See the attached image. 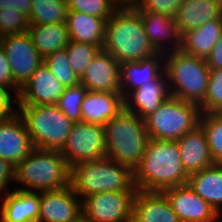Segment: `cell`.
I'll return each instance as SVG.
<instances>
[{
    "label": "cell",
    "mask_w": 222,
    "mask_h": 222,
    "mask_svg": "<svg viewBox=\"0 0 222 222\" xmlns=\"http://www.w3.org/2000/svg\"><path fill=\"white\" fill-rule=\"evenodd\" d=\"M103 50L120 64L147 59L157 54L144 31L135 8H118L106 21Z\"/></svg>",
    "instance_id": "7a4b0ae2"
},
{
    "label": "cell",
    "mask_w": 222,
    "mask_h": 222,
    "mask_svg": "<svg viewBox=\"0 0 222 222\" xmlns=\"http://www.w3.org/2000/svg\"><path fill=\"white\" fill-rule=\"evenodd\" d=\"M171 96L165 72L150 83L130 92L124 98V109L135 113L142 120L154 113ZM129 97V98H128Z\"/></svg>",
    "instance_id": "ac0fdd59"
},
{
    "label": "cell",
    "mask_w": 222,
    "mask_h": 222,
    "mask_svg": "<svg viewBox=\"0 0 222 222\" xmlns=\"http://www.w3.org/2000/svg\"><path fill=\"white\" fill-rule=\"evenodd\" d=\"M0 85L9 88H13L14 91V80L11 73V66L7 60L6 52L0 45Z\"/></svg>",
    "instance_id": "74e56055"
},
{
    "label": "cell",
    "mask_w": 222,
    "mask_h": 222,
    "mask_svg": "<svg viewBox=\"0 0 222 222\" xmlns=\"http://www.w3.org/2000/svg\"><path fill=\"white\" fill-rule=\"evenodd\" d=\"M43 62L53 76L64 86L71 87L80 84V78L73 71L65 49L58 50L43 59Z\"/></svg>",
    "instance_id": "4dcf8cb0"
},
{
    "label": "cell",
    "mask_w": 222,
    "mask_h": 222,
    "mask_svg": "<svg viewBox=\"0 0 222 222\" xmlns=\"http://www.w3.org/2000/svg\"><path fill=\"white\" fill-rule=\"evenodd\" d=\"M78 222H88L84 218H81Z\"/></svg>",
    "instance_id": "ee69618b"
},
{
    "label": "cell",
    "mask_w": 222,
    "mask_h": 222,
    "mask_svg": "<svg viewBox=\"0 0 222 222\" xmlns=\"http://www.w3.org/2000/svg\"><path fill=\"white\" fill-rule=\"evenodd\" d=\"M27 32L43 59L65 49L70 42L66 23L29 24Z\"/></svg>",
    "instance_id": "4316f807"
},
{
    "label": "cell",
    "mask_w": 222,
    "mask_h": 222,
    "mask_svg": "<svg viewBox=\"0 0 222 222\" xmlns=\"http://www.w3.org/2000/svg\"><path fill=\"white\" fill-rule=\"evenodd\" d=\"M202 126L214 164L222 165V116L219 113H201Z\"/></svg>",
    "instance_id": "f546056e"
},
{
    "label": "cell",
    "mask_w": 222,
    "mask_h": 222,
    "mask_svg": "<svg viewBox=\"0 0 222 222\" xmlns=\"http://www.w3.org/2000/svg\"><path fill=\"white\" fill-rule=\"evenodd\" d=\"M184 170L188 175L214 165L206 134L199 124L176 140Z\"/></svg>",
    "instance_id": "d6986e66"
},
{
    "label": "cell",
    "mask_w": 222,
    "mask_h": 222,
    "mask_svg": "<svg viewBox=\"0 0 222 222\" xmlns=\"http://www.w3.org/2000/svg\"><path fill=\"white\" fill-rule=\"evenodd\" d=\"M33 149L30 134L18 112L0 118V158L16 167Z\"/></svg>",
    "instance_id": "4fadbf2b"
},
{
    "label": "cell",
    "mask_w": 222,
    "mask_h": 222,
    "mask_svg": "<svg viewBox=\"0 0 222 222\" xmlns=\"http://www.w3.org/2000/svg\"><path fill=\"white\" fill-rule=\"evenodd\" d=\"M176 140L150 139L139 165L133 171L137 190L163 192L188 184Z\"/></svg>",
    "instance_id": "6da1fadb"
},
{
    "label": "cell",
    "mask_w": 222,
    "mask_h": 222,
    "mask_svg": "<svg viewBox=\"0 0 222 222\" xmlns=\"http://www.w3.org/2000/svg\"><path fill=\"white\" fill-rule=\"evenodd\" d=\"M61 154L70 168L77 163L106 157L104 126L82 121L74 123Z\"/></svg>",
    "instance_id": "9c48e42d"
},
{
    "label": "cell",
    "mask_w": 222,
    "mask_h": 222,
    "mask_svg": "<svg viewBox=\"0 0 222 222\" xmlns=\"http://www.w3.org/2000/svg\"><path fill=\"white\" fill-rule=\"evenodd\" d=\"M119 75L120 63L101 49L80 78V84L91 91L121 94Z\"/></svg>",
    "instance_id": "2e32d148"
},
{
    "label": "cell",
    "mask_w": 222,
    "mask_h": 222,
    "mask_svg": "<svg viewBox=\"0 0 222 222\" xmlns=\"http://www.w3.org/2000/svg\"><path fill=\"white\" fill-rule=\"evenodd\" d=\"M137 11L141 16L144 31L148 37L150 45L156 53L165 54L166 50H168L169 53L181 49L182 35L176 25L175 18L147 10ZM167 43L173 46L166 45Z\"/></svg>",
    "instance_id": "9a60e30c"
},
{
    "label": "cell",
    "mask_w": 222,
    "mask_h": 222,
    "mask_svg": "<svg viewBox=\"0 0 222 222\" xmlns=\"http://www.w3.org/2000/svg\"><path fill=\"white\" fill-rule=\"evenodd\" d=\"M163 193L180 222H220L221 216L188 184L168 188Z\"/></svg>",
    "instance_id": "5bb4252c"
},
{
    "label": "cell",
    "mask_w": 222,
    "mask_h": 222,
    "mask_svg": "<svg viewBox=\"0 0 222 222\" xmlns=\"http://www.w3.org/2000/svg\"><path fill=\"white\" fill-rule=\"evenodd\" d=\"M14 181L29 187L24 191L58 190L70 185V167L61 151L34 148L15 167Z\"/></svg>",
    "instance_id": "8992f818"
},
{
    "label": "cell",
    "mask_w": 222,
    "mask_h": 222,
    "mask_svg": "<svg viewBox=\"0 0 222 222\" xmlns=\"http://www.w3.org/2000/svg\"><path fill=\"white\" fill-rule=\"evenodd\" d=\"M136 192L110 191L82 199V218L88 222H131Z\"/></svg>",
    "instance_id": "8fae6325"
},
{
    "label": "cell",
    "mask_w": 222,
    "mask_h": 222,
    "mask_svg": "<svg viewBox=\"0 0 222 222\" xmlns=\"http://www.w3.org/2000/svg\"><path fill=\"white\" fill-rule=\"evenodd\" d=\"M164 72L171 96L197 104L203 102L210 77L206 59L193 56L182 49L165 53Z\"/></svg>",
    "instance_id": "5b68a950"
},
{
    "label": "cell",
    "mask_w": 222,
    "mask_h": 222,
    "mask_svg": "<svg viewBox=\"0 0 222 222\" xmlns=\"http://www.w3.org/2000/svg\"><path fill=\"white\" fill-rule=\"evenodd\" d=\"M107 20L85 13L68 11L66 25L70 40L103 49Z\"/></svg>",
    "instance_id": "d4e9b609"
},
{
    "label": "cell",
    "mask_w": 222,
    "mask_h": 222,
    "mask_svg": "<svg viewBox=\"0 0 222 222\" xmlns=\"http://www.w3.org/2000/svg\"><path fill=\"white\" fill-rule=\"evenodd\" d=\"M65 50L73 71L81 78L101 48L88 43H79L70 40Z\"/></svg>",
    "instance_id": "1f68e13d"
},
{
    "label": "cell",
    "mask_w": 222,
    "mask_h": 222,
    "mask_svg": "<svg viewBox=\"0 0 222 222\" xmlns=\"http://www.w3.org/2000/svg\"><path fill=\"white\" fill-rule=\"evenodd\" d=\"M206 62L210 70L222 69V33Z\"/></svg>",
    "instance_id": "60d3db41"
},
{
    "label": "cell",
    "mask_w": 222,
    "mask_h": 222,
    "mask_svg": "<svg viewBox=\"0 0 222 222\" xmlns=\"http://www.w3.org/2000/svg\"><path fill=\"white\" fill-rule=\"evenodd\" d=\"M29 24L66 23L68 4L61 0H32Z\"/></svg>",
    "instance_id": "f1b7e54d"
},
{
    "label": "cell",
    "mask_w": 222,
    "mask_h": 222,
    "mask_svg": "<svg viewBox=\"0 0 222 222\" xmlns=\"http://www.w3.org/2000/svg\"><path fill=\"white\" fill-rule=\"evenodd\" d=\"M64 89L43 62L20 89L17 104L56 105Z\"/></svg>",
    "instance_id": "e0dca14e"
},
{
    "label": "cell",
    "mask_w": 222,
    "mask_h": 222,
    "mask_svg": "<svg viewBox=\"0 0 222 222\" xmlns=\"http://www.w3.org/2000/svg\"><path fill=\"white\" fill-rule=\"evenodd\" d=\"M188 185L222 216V165L214 164L189 175Z\"/></svg>",
    "instance_id": "484cf974"
},
{
    "label": "cell",
    "mask_w": 222,
    "mask_h": 222,
    "mask_svg": "<svg viewBox=\"0 0 222 222\" xmlns=\"http://www.w3.org/2000/svg\"><path fill=\"white\" fill-rule=\"evenodd\" d=\"M118 7L112 0H71L68 3V11L85 13L95 17L108 19Z\"/></svg>",
    "instance_id": "e575fe53"
},
{
    "label": "cell",
    "mask_w": 222,
    "mask_h": 222,
    "mask_svg": "<svg viewBox=\"0 0 222 222\" xmlns=\"http://www.w3.org/2000/svg\"><path fill=\"white\" fill-rule=\"evenodd\" d=\"M104 129L106 157L134 171L150 140L144 120L124 109L110 119Z\"/></svg>",
    "instance_id": "277c9868"
},
{
    "label": "cell",
    "mask_w": 222,
    "mask_h": 222,
    "mask_svg": "<svg viewBox=\"0 0 222 222\" xmlns=\"http://www.w3.org/2000/svg\"><path fill=\"white\" fill-rule=\"evenodd\" d=\"M87 91V88L82 84L65 87L56 104L66 117L74 123L82 121L81 104Z\"/></svg>",
    "instance_id": "d6a6232c"
},
{
    "label": "cell",
    "mask_w": 222,
    "mask_h": 222,
    "mask_svg": "<svg viewBox=\"0 0 222 222\" xmlns=\"http://www.w3.org/2000/svg\"><path fill=\"white\" fill-rule=\"evenodd\" d=\"M131 222H180L163 192L137 190Z\"/></svg>",
    "instance_id": "ffe728a7"
},
{
    "label": "cell",
    "mask_w": 222,
    "mask_h": 222,
    "mask_svg": "<svg viewBox=\"0 0 222 222\" xmlns=\"http://www.w3.org/2000/svg\"><path fill=\"white\" fill-rule=\"evenodd\" d=\"M15 167L5 159L0 158V196L6 194L9 182H14ZM4 192V193H3Z\"/></svg>",
    "instance_id": "ab89813d"
},
{
    "label": "cell",
    "mask_w": 222,
    "mask_h": 222,
    "mask_svg": "<svg viewBox=\"0 0 222 222\" xmlns=\"http://www.w3.org/2000/svg\"><path fill=\"white\" fill-rule=\"evenodd\" d=\"M0 197V222H38L40 195L34 191L14 189Z\"/></svg>",
    "instance_id": "603a6c76"
},
{
    "label": "cell",
    "mask_w": 222,
    "mask_h": 222,
    "mask_svg": "<svg viewBox=\"0 0 222 222\" xmlns=\"http://www.w3.org/2000/svg\"><path fill=\"white\" fill-rule=\"evenodd\" d=\"M199 107L201 113H219L222 109V69L210 70L206 96Z\"/></svg>",
    "instance_id": "836d02e7"
},
{
    "label": "cell",
    "mask_w": 222,
    "mask_h": 222,
    "mask_svg": "<svg viewBox=\"0 0 222 222\" xmlns=\"http://www.w3.org/2000/svg\"><path fill=\"white\" fill-rule=\"evenodd\" d=\"M222 33V19H213L182 36L181 49L193 56L206 59Z\"/></svg>",
    "instance_id": "83f0119b"
},
{
    "label": "cell",
    "mask_w": 222,
    "mask_h": 222,
    "mask_svg": "<svg viewBox=\"0 0 222 222\" xmlns=\"http://www.w3.org/2000/svg\"><path fill=\"white\" fill-rule=\"evenodd\" d=\"M122 110V94L88 90L81 104L82 122L104 126Z\"/></svg>",
    "instance_id": "7402d4cb"
},
{
    "label": "cell",
    "mask_w": 222,
    "mask_h": 222,
    "mask_svg": "<svg viewBox=\"0 0 222 222\" xmlns=\"http://www.w3.org/2000/svg\"><path fill=\"white\" fill-rule=\"evenodd\" d=\"M70 186L76 195L82 198L101 192L137 191L133 181V171L107 157L72 166Z\"/></svg>",
    "instance_id": "3957f363"
},
{
    "label": "cell",
    "mask_w": 222,
    "mask_h": 222,
    "mask_svg": "<svg viewBox=\"0 0 222 222\" xmlns=\"http://www.w3.org/2000/svg\"><path fill=\"white\" fill-rule=\"evenodd\" d=\"M163 58L164 54L157 53L147 59L120 64V89L123 98L142 85L157 79L164 71Z\"/></svg>",
    "instance_id": "44dd1931"
},
{
    "label": "cell",
    "mask_w": 222,
    "mask_h": 222,
    "mask_svg": "<svg viewBox=\"0 0 222 222\" xmlns=\"http://www.w3.org/2000/svg\"><path fill=\"white\" fill-rule=\"evenodd\" d=\"M61 1L68 4L71 0H61Z\"/></svg>",
    "instance_id": "f6af8a7d"
},
{
    "label": "cell",
    "mask_w": 222,
    "mask_h": 222,
    "mask_svg": "<svg viewBox=\"0 0 222 222\" xmlns=\"http://www.w3.org/2000/svg\"><path fill=\"white\" fill-rule=\"evenodd\" d=\"M38 222H78L82 218V198L70 185L58 190L42 191Z\"/></svg>",
    "instance_id": "7c38bea8"
},
{
    "label": "cell",
    "mask_w": 222,
    "mask_h": 222,
    "mask_svg": "<svg viewBox=\"0 0 222 222\" xmlns=\"http://www.w3.org/2000/svg\"><path fill=\"white\" fill-rule=\"evenodd\" d=\"M17 105L34 148L61 151L74 122L57 105Z\"/></svg>",
    "instance_id": "52a82bcc"
},
{
    "label": "cell",
    "mask_w": 222,
    "mask_h": 222,
    "mask_svg": "<svg viewBox=\"0 0 222 222\" xmlns=\"http://www.w3.org/2000/svg\"><path fill=\"white\" fill-rule=\"evenodd\" d=\"M183 0H140L136 10H147L175 18Z\"/></svg>",
    "instance_id": "8d00e7d4"
},
{
    "label": "cell",
    "mask_w": 222,
    "mask_h": 222,
    "mask_svg": "<svg viewBox=\"0 0 222 222\" xmlns=\"http://www.w3.org/2000/svg\"><path fill=\"white\" fill-rule=\"evenodd\" d=\"M9 88L1 86L0 85V118L7 116V115H11L16 113L18 110L14 108L13 105V101L14 104H17V97H15V100L10 96L11 94L9 93L10 90H8Z\"/></svg>",
    "instance_id": "f35d334b"
},
{
    "label": "cell",
    "mask_w": 222,
    "mask_h": 222,
    "mask_svg": "<svg viewBox=\"0 0 222 222\" xmlns=\"http://www.w3.org/2000/svg\"><path fill=\"white\" fill-rule=\"evenodd\" d=\"M0 45L6 52L14 80V97L29 81L35 70L43 63V58L33 45L28 32L0 38Z\"/></svg>",
    "instance_id": "30bf717a"
},
{
    "label": "cell",
    "mask_w": 222,
    "mask_h": 222,
    "mask_svg": "<svg viewBox=\"0 0 222 222\" xmlns=\"http://www.w3.org/2000/svg\"><path fill=\"white\" fill-rule=\"evenodd\" d=\"M213 19H222V0H183L175 16L182 36Z\"/></svg>",
    "instance_id": "cb8c5ba5"
},
{
    "label": "cell",
    "mask_w": 222,
    "mask_h": 222,
    "mask_svg": "<svg viewBox=\"0 0 222 222\" xmlns=\"http://www.w3.org/2000/svg\"><path fill=\"white\" fill-rule=\"evenodd\" d=\"M200 116L197 104L170 96L144 123L150 139L177 140L199 125Z\"/></svg>",
    "instance_id": "ba28073f"
},
{
    "label": "cell",
    "mask_w": 222,
    "mask_h": 222,
    "mask_svg": "<svg viewBox=\"0 0 222 222\" xmlns=\"http://www.w3.org/2000/svg\"><path fill=\"white\" fill-rule=\"evenodd\" d=\"M31 2L32 0H0V10L11 7L28 17L32 6Z\"/></svg>",
    "instance_id": "b9f144b4"
},
{
    "label": "cell",
    "mask_w": 222,
    "mask_h": 222,
    "mask_svg": "<svg viewBox=\"0 0 222 222\" xmlns=\"http://www.w3.org/2000/svg\"><path fill=\"white\" fill-rule=\"evenodd\" d=\"M29 22L27 16L14 8L0 10V38L27 32Z\"/></svg>",
    "instance_id": "d590c367"
},
{
    "label": "cell",
    "mask_w": 222,
    "mask_h": 222,
    "mask_svg": "<svg viewBox=\"0 0 222 222\" xmlns=\"http://www.w3.org/2000/svg\"><path fill=\"white\" fill-rule=\"evenodd\" d=\"M112 1L118 8H135L140 0H112Z\"/></svg>",
    "instance_id": "7bdbcfd3"
}]
</instances>
